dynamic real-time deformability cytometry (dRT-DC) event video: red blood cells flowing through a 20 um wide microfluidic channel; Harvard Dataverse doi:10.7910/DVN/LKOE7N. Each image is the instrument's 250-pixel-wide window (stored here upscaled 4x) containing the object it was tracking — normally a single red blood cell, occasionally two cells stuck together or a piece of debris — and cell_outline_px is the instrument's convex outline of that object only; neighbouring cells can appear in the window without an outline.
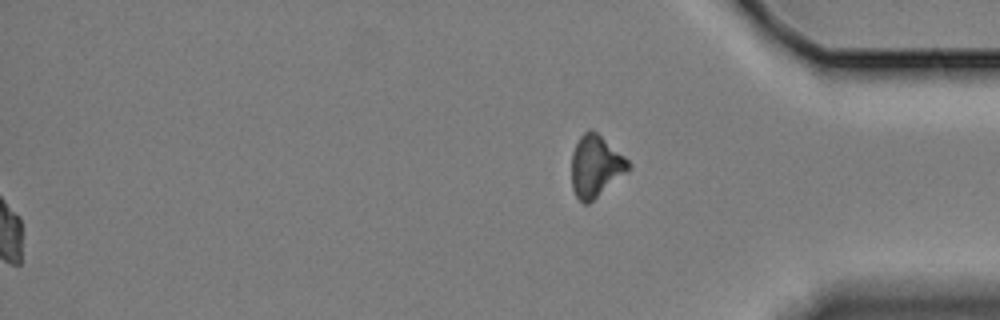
{"species": "Egyptian fruit bat (a non-hibernating species)", "species_latin": "Rousettus aegyptiacus", "temperature_condition": "cold", "stored_images_in_passage": 57, "segment_of_instrument_passage": [2, 2], "camera_frame_rate_fps": 3000, "um_per_image_px": 0.085, "animal": {"sex": "female"}, "frame": {"image": 1, "passage_image": 57, "time_ms": 18.667, "image_size_px": [1000, 320], "cell_outline_px": [[632, 168], [628, 172], [588, 204], [584, 204], [576, 196], [572, 188], [572, 152], [580, 136], [588, 128], [596, 132], [624, 156], [632, 164]], "centroid_in_image_um": [50.64, 14.14], "position_along_channel_um": 384.6, "area_um2": 20.4}}